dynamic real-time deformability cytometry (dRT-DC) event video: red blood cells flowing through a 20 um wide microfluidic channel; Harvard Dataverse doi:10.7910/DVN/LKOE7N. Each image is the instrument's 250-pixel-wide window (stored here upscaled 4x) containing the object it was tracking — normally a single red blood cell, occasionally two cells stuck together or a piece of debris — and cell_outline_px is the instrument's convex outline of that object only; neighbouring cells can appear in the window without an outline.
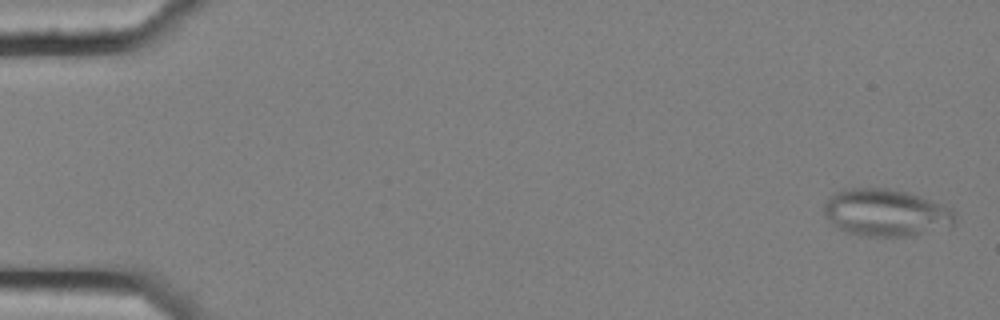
{"species": "common noctule bat (a hibernating species)", "species_latin": "Nyctalus noctula", "temperature_condition": "cold", "stored_images_in_passage": 5, "camera_frame_rate_fps": 3000, "um_per_image_px": 0.085, "animal": {"sex": "female", "body_mass_g": 25.1}, "frame": {"image": 1, "passage_image": 1, "time_ms": 0.0, "image_size_px": [1000, 320], "cell_outline_px": [[956, 224], [912, 236], [868, 236], [848, 232], [832, 224], [824, 212], [824, 204], [836, 192], [844, 188], [888, 188], [908, 192], [944, 204], [952, 208], [956, 212]], "centroid_in_image_um": [75.36, 18.06], "position_along_channel_um": 9.6, "area_um2": 36.07}}